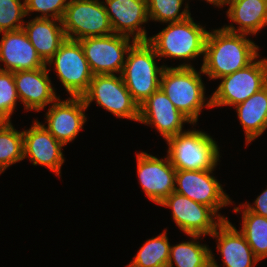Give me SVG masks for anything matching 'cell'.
<instances>
[{"mask_svg": "<svg viewBox=\"0 0 267 267\" xmlns=\"http://www.w3.org/2000/svg\"><path fill=\"white\" fill-rule=\"evenodd\" d=\"M246 36L226 31L223 27L208 31L202 74L216 80L243 69L258 59V45Z\"/></svg>", "mask_w": 267, "mask_h": 267, "instance_id": "6da1fadb", "label": "cell"}, {"mask_svg": "<svg viewBox=\"0 0 267 267\" xmlns=\"http://www.w3.org/2000/svg\"><path fill=\"white\" fill-rule=\"evenodd\" d=\"M192 66L185 62L176 67L165 66L160 78V88L194 125L197 124L201 110L205 106L212 108V105L211 98L207 100L205 97V86L201 79L202 68L197 72Z\"/></svg>", "mask_w": 267, "mask_h": 267, "instance_id": "7a4b0ae2", "label": "cell"}, {"mask_svg": "<svg viewBox=\"0 0 267 267\" xmlns=\"http://www.w3.org/2000/svg\"><path fill=\"white\" fill-rule=\"evenodd\" d=\"M208 31L201 25L196 24L193 18L169 23L155 36L149 37L147 42L154 48L155 53L164 58H179L193 60L203 55Z\"/></svg>", "mask_w": 267, "mask_h": 267, "instance_id": "3957f363", "label": "cell"}, {"mask_svg": "<svg viewBox=\"0 0 267 267\" xmlns=\"http://www.w3.org/2000/svg\"><path fill=\"white\" fill-rule=\"evenodd\" d=\"M156 57L158 55L147 41H136L128 51L121 76L138 105L160 88L165 65L158 67Z\"/></svg>", "mask_w": 267, "mask_h": 267, "instance_id": "277c9868", "label": "cell"}, {"mask_svg": "<svg viewBox=\"0 0 267 267\" xmlns=\"http://www.w3.org/2000/svg\"><path fill=\"white\" fill-rule=\"evenodd\" d=\"M167 155L176 170H214L219 147L213 138L200 130H188L166 140Z\"/></svg>", "mask_w": 267, "mask_h": 267, "instance_id": "5b68a950", "label": "cell"}, {"mask_svg": "<svg viewBox=\"0 0 267 267\" xmlns=\"http://www.w3.org/2000/svg\"><path fill=\"white\" fill-rule=\"evenodd\" d=\"M103 3L99 0H69L61 20L66 38L79 41L113 34Z\"/></svg>", "mask_w": 267, "mask_h": 267, "instance_id": "8992f818", "label": "cell"}, {"mask_svg": "<svg viewBox=\"0 0 267 267\" xmlns=\"http://www.w3.org/2000/svg\"><path fill=\"white\" fill-rule=\"evenodd\" d=\"M85 106L94 100L118 118H127L138 122L139 105L132 99L121 74L93 75L88 90L81 96Z\"/></svg>", "mask_w": 267, "mask_h": 267, "instance_id": "52a82bcc", "label": "cell"}, {"mask_svg": "<svg viewBox=\"0 0 267 267\" xmlns=\"http://www.w3.org/2000/svg\"><path fill=\"white\" fill-rule=\"evenodd\" d=\"M211 95L214 107L236 106L267 85V59L254 60L247 67L224 76Z\"/></svg>", "mask_w": 267, "mask_h": 267, "instance_id": "ba28073f", "label": "cell"}, {"mask_svg": "<svg viewBox=\"0 0 267 267\" xmlns=\"http://www.w3.org/2000/svg\"><path fill=\"white\" fill-rule=\"evenodd\" d=\"M54 70L71 97H81L89 88L93 74L79 41L67 39L46 63Z\"/></svg>", "mask_w": 267, "mask_h": 267, "instance_id": "9c48e42d", "label": "cell"}, {"mask_svg": "<svg viewBox=\"0 0 267 267\" xmlns=\"http://www.w3.org/2000/svg\"><path fill=\"white\" fill-rule=\"evenodd\" d=\"M130 41L129 37L115 33L79 40L93 75L121 74L127 57L125 54L136 42Z\"/></svg>", "mask_w": 267, "mask_h": 267, "instance_id": "30bf717a", "label": "cell"}, {"mask_svg": "<svg viewBox=\"0 0 267 267\" xmlns=\"http://www.w3.org/2000/svg\"><path fill=\"white\" fill-rule=\"evenodd\" d=\"M158 205L172 209L173 220L187 235L210 236L224 220H228L211 207L199 204L175 191Z\"/></svg>", "mask_w": 267, "mask_h": 267, "instance_id": "8fae6325", "label": "cell"}, {"mask_svg": "<svg viewBox=\"0 0 267 267\" xmlns=\"http://www.w3.org/2000/svg\"><path fill=\"white\" fill-rule=\"evenodd\" d=\"M214 170H176L174 191L191 200L219 209L232 204L222 185L212 176Z\"/></svg>", "mask_w": 267, "mask_h": 267, "instance_id": "7c38bea8", "label": "cell"}, {"mask_svg": "<svg viewBox=\"0 0 267 267\" xmlns=\"http://www.w3.org/2000/svg\"><path fill=\"white\" fill-rule=\"evenodd\" d=\"M137 172L143 191L157 205L174 192L176 169L168 156L159 159L146 152H138Z\"/></svg>", "mask_w": 267, "mask_h": 267, "instance_id": "4fadbf2b", "label": "cell"}, {"mask_svg": "<svg viewBox=\"0 0 267 267\" xmlns=\"http://www.w3.org/2000/svg\"><path fill=\"white\" fill-rule=\"evenodd\" d=\"M138 122L154 126L165 141L184 132V123L191 121L184 116L159 88L139 105Z\"/></svg>", "mask_w": 267, "mask_h": 267, "instance_id": "5bb4252c", "label": "cell"}, {"mask_svg": "<svg viewBox=\"0 0 267 267\" xmlns=\"http://www.w3.org/2000/svg\"><path fill=\"white\" fill-rule=\"evenodd\" d=\"M46 115V128L50 134L64 146L75 140L79 131L87 121L85 110L87 107L82 97H69L67 100H60V97L53 102Z\"/></svg>", "mask_w": 267, "mask_h": 267, "instance_id": "9a60e30c", "label": "cell"}, {"mask_svg": "<svg viewBox=\"0 0 267 267\" xmlns=\"http://www.w3.org/2000/svg\"><path fill=\"white\" fill-rule=\"evenodd\" d=\"M63 146L37 120L29 130L23 131L24 159L29 157L34 166L42 165L57 176H61V166L65 161Z\"/></svg>", "mask_w": 267, "mask_h": 267, "instance_id": "2e32d148", "label": "cell"}, {"mask_svg": "<svg viewBox=\"0 0 267 267\" xmlns=\"http://www.w3.org/2000/svg\"><path fill=\"white\" fill-rule=\"evenodd\" d=\"M113 33L147 41V32L141 25L149 20L147 0H105Z\"/></svg>", "mask_w": 267, "mask_h": 267, "instance_id": "e0dca14e", "label": "cell"}, {"mask_svg": "<svg viewBox=\"0 0 267 267\" xmlns=\"http://www.w3.org/2000/svg\"><path fill=\"white\" fill-rule=\"evenodd\" d=\"M49 72L47 64L39 69L13 72L17 94L25 110L39 112L60 97L52 87Z\"/></svg>", "mask_w": 267, "mask_h": 267, "instance_id": "ac0fdd59", "label": "cell"}, {"mask_svg": "<svg viewBox=\"0 0 267 267\" xmlns=\"http://www.w3.org/2000/svg\"><path fill=\"white\" fill-rule=\"evenodd\" d=\"M0 62H4L3 71L17 72L34 70L46 64L38 56L23 29L1 32Z\"/></svg>", "mask_w": 267, "mask_h": 267, "instance_id": "d6986e66", "label": "cell"}, {"mask_svg": "<svg viewBox=\"0 0 267 267\" xmlns=\"http://www.w3.org/2000/svg\"><path fill=\"white\" fill-rule=\"evenodd\" d=\"M210 236L216 238L224 267H254L260 261L229 220H224Z\"/></svg>", "mask_w": 267, "mask_h": 267, "instance_id": "ffe728a7", "label": "cell"}, {"mask_svg": "<svg viewBox=\"0 0 267 267\" xmlns=\"http://www.w3.org/2000/svg\"><path fill=\"white\" fill-rule=\"evenodd\" d=\"M22 29L45 64L66 40L62 21L59 19L34 18L25 23Z\"/></svg>", "mask_w": 267, "mask_h": 267, "instance_id": "44dd1931", "label": "cell"}, {"mask_svg": "<svg viewBox=\"0 0 267 267\" xmlns=\"http://www.w3.org/2000/svg\"><path fill=\"white\" fill-rule=\"evenodd\" d=\"M227 17L239 25H224L226 31L255 35L267 25V0H227Z\"/></svg>", "mask_w": 267, "mask_h": 267, "instance_id": "7402d4cb", "label": "cell"}, {"mask_svg": "<svg viewBox=\"0 0 267 267\" xmlns=\"http://www.w3.org/2000/svg\"><path fill=\"white\" fill-rule=\"evenodd\" d=\"M245 132L246 146L267 129V85L235 106Z\"/></svg>", "mask_w": 267, "mask_h": 267, "instance_id": "603a6c76", "label": "cell"}, {"mask_svg": "<svg viewBox=\"0 0 267 267\" xmlns=\"http://www.w3.org/2000/svg\"><path fill=\"white\" fill-rule=\"evenodd\" d=\"M241 208H244L241 210ZM236 213L242 211V229L247 243L254 255L261 261L267 257V218L250 212L244 205L233 209Z\"/></svg>", "mask_w": 267, "mask_h": 267, "instance_id": "cb8c5ba5", "label": "cell"}, {"mask_svg": "<svg viewBox=\"0 0 267 267\" xmlns=\"http://www.w3.org/2000/svg\"><path fill=\"white\" fill-rule=\"evenodd\" d=\"M191 241L171 246L167 267H206L211 261V249L195 240L202 235H188Z\"/></svg>", "mask_w": 267, "mask_h": 267, "instance_id": "d4e9b609", "label": "cell"}, {"mask_svg": "<svg viewBox=\"0 0 267 267\" xmlns=\"http://www.w3.org/2000/svg\"><path fill=\"white\" fill-rule=\"evenodd\" d=\"M170 248L165 229L157 237L147 239L128 267H167Z\"/></svg>", "mask_w": 267, "mask_h": 267, "instance_id": "484cf974", "label": "cell"}, {"mask_svg": "<svg viewBox=\"0 0 267 267\" xmlns=\"http://www.w3.org/2000/svg\"><path fill=\"white\" fill-rule=\"evenodd\" d=\"M24 160L23 131L16 130L11 121H0V174L10 165Z\"/></svg>", "mask_w": 267, "mask_h": 267, "instance_id": "4316f807", "label": "cell"}, {"mask_svg": "<svg viewBox=\"0 0 267 267\" xmlns=\"http://www.w3.org/2000/svg\"><path fill=\"white\" fill-rule=\"evenodd\" d=\"M184 0H147L149 20L161 23L183 21L191 16L188 3L181 11Z\"/></svg>", "mask_w": 267, "mask_h": 267, "instance_id": "83f0119b", "label": "cell"}, {"mask_svg": "<svg viewBox=\"0 0 267 267\" xmlns=\"http://www.w3.org/2000/svg\"><path fill=\"white\" fill-rule=\"evenodd\" d=\"M25 16V0H0V34L22 29Z\"/></svg>", "mask_w": 267, "mask_h": 267, "instance_id": "f1b7e54d", "label": "cell"}, {"mask_svg": "<svg viewBox=\"0 0 267 267\" xmlns=\"http://www.w3.org/2000/svg\"><path fill=\"white\" fill-rule=\"evenodd\" d=\"M19 100L13 72L0 70V121H10Z\"/></svg>", "mask_w": 267, "mask_h": 267, "instance_id": "f546056e", "label": "cell"}, {"mask_svg": "<svg viewBox=\"0 0 267 267\" xmlns=\"http://www.w3.org/2000/svg\"><path fill=\"white\" fill-rule=\"evenodd\" d=\"M68 0H25L26 16L31 12H39L42 15L35 18L62 20Z\"/></svg>", "mask_w": 267, "mask_h": 267, "instance_id": "4dcf8cb0", "label": "cell"}, {"mask_svg": "<svg viewBox=\"0 0 267 267\" xmlns=\"http://www.w3.org/2000/svg\"><path fill=\"white\" fill-rule=\"evenodd\" d=\"M246 208L257 215L267 218V189H265L254 201V206L248 202L243 204Z\"/></svg>", "mask_w": 267, "mask_h": 267, "instance_id": "1f68e13d", "label": "cell"}, {"mask_svg": "<svg viewBox=\"0 0 267 267\" xmlns=\"http://www.w3.org/2000/svg\"><path fill=\"white\" fill-rule=\"evenodd\" d=\"M206 2H209L210 4H213L214 6L221 7L223 5H226L227 0H205Z\"/></svg>", "mask_w": 267, "mask_h": 267, "instance_id": "d6a6232c", "label": "cell"}, {"mask_svg": "<svg viewBox=\"0 0 267 267\" xmlns=\"http://www.w3.org/2000/svg\"><path fill=\"white\" fill-rule=\"evenodd\" d=\"M214 255L211 251V261L206 265V267H219L216 260L214 259Z\"/></svg>", "mask_w": 267, "mask_h": 267, "instance_id": "836d02e7", "label": "cell"}]
</instances>
